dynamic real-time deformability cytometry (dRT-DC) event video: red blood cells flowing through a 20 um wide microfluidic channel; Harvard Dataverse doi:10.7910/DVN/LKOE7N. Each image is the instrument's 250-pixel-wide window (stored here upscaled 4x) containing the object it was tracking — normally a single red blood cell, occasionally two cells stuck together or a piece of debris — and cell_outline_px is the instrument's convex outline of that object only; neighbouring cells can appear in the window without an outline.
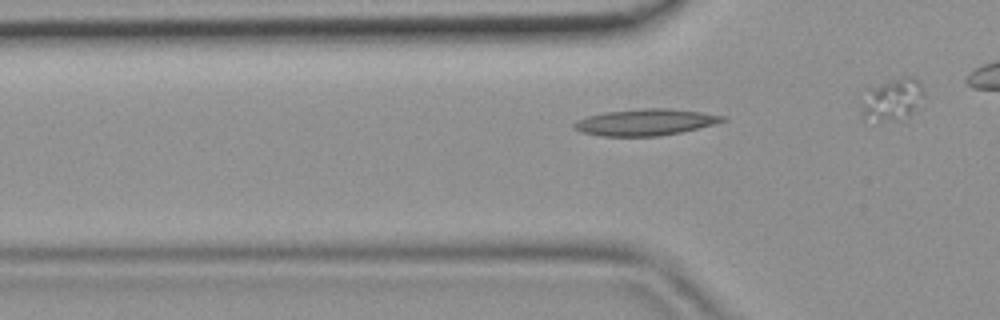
{"species": "common noctule bat (a hibernating species)", "species_latin": "Nyctalus noctula", "temperature_condition": "room temperature", "stored_images_in_passage": 17, "camera_frame_rate_fps": 3000, "um_per_image_px": 0.085, "animal": {"sex": "female", "body_mass_g": 19.9}, "frame": {"image": 1, "passage_image": 6, "time_ms": 1.667, "image_size_px": [1000, 320], "cell_outline_px": [[728, 120], [680, 132], [660, 136], [600, 136], [580, 132], [572, 128], [572, 124], [576, 120], [588, 116], [604, 112], [644, 108], [668, 108], [700, 112], [728, 116]], "centroid_in_image_um": [54.82, 10.39], "position_along_channel_um": 71.0, "area_um2": 22.95}}
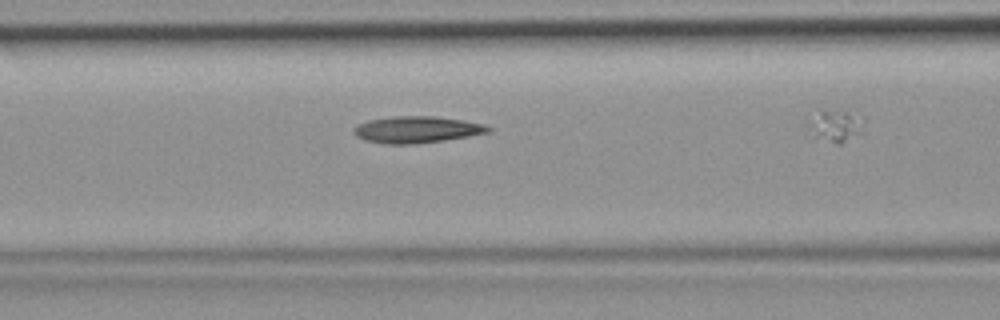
{"frame": {"image": 2, "passage_image": 10, "time_ms": 3.0, "image_size_px": [1000, 320], "cell_outline_px": [[492, 128], [488, 132], [468, 136], [444, 140], [416, 144], [384, 144], [368, 140], [356, 136], [352, 132], [352, 128], [356, 124], [368, 120], [392, 116], [432, 116], [464, 120], [484, 124]], "centroid_in_image_um": [35.38, 11.01], "position_along_channel_um": 131.2, "area_um2": 20.92}}